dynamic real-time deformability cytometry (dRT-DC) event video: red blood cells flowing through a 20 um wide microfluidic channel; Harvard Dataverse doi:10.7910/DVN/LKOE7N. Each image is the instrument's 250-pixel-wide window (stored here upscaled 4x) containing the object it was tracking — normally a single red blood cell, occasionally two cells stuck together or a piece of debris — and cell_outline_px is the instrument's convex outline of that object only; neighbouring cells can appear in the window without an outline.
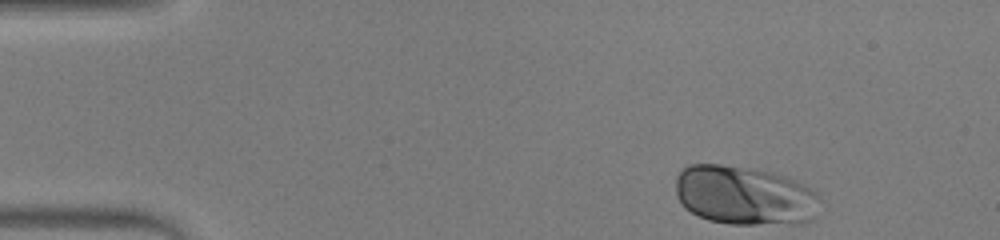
{"species": "human", "species_latin": "Homo sapiens", "temperature_condition": "warm", "stored_images_in_passage": 43, "camera_frame_rate_fps": 3000, "um_per_image_px": 0.085, "donor": {"sex": "male"}, "frame": {"image": 1, "passage_image": 1, "time_ms": 0.0, "image_size_px": [1000, 240], "cell_outline_px": [[820, 200], [816, 216], [812, 220], [804, 224], [728, 224], [708, 220], [684, 208], [676, 196], [676, 176], [688, 164], [720, 164], [772, 172], [796, 180], [816, 192], [820, 196]], "centroid_in_image_um": [63.31, 16.63], "position_along_channel_um": 21.7, "area_um2": 50.23}}
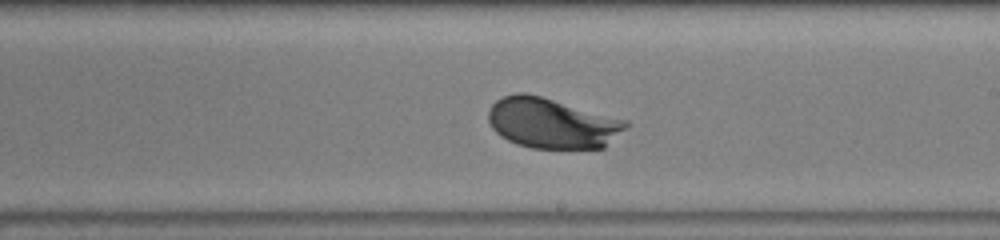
{"frame": {"image": 2, "passage_image": 23, "time_ms": 7.333, "image_size_px": [1000, 240], "cell_outline_px": [[628, 128], [604, 148], [532, 148], [516, 144], [500, 136], [492, 128], [488, 120], [488, 112], [492, 104], [496, 100], [504, 96], [516, 92], [524, 92], [540, 96], [628, 120]], "centroid_in_image_um": [46.93, 10.47], "position_along_channel_um": 242.1, "area_um2": 40.46}}
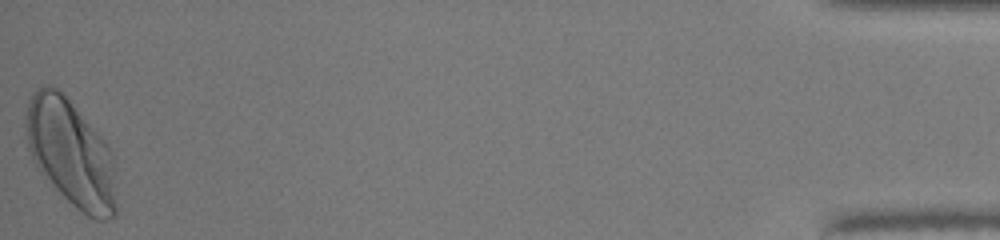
{"frame": {"image": 3, "passage_image": 43, "time_ms": 14.0, "image_size_px": [1000, 240], "cell_outline_px": [[116, 216], [104, 220], [96, 220], [88, 216], [76, 208], [60, 192], [36, 164], [28, 148], [24, 124], [24, 120], [28, 100], [32, 92], [36, 88], [44, 84], [52, 84], [68, 100], [104, 140], [112, 156], [116, 204]], "centroid_in_image_um": [5.99, 12.99], "position_along_channel_um": 429.2, "area_um2": 55.55}, "authors_computed_cell_mechanics": {"area_um2": 41.0958, "velocity_mm_per_s": 4.232, "shape_relaxation_time_tau1_ms": 1.575, "shape_relaxation_time_tau2_ms": null, "deformation_change_tau1": 0.1275, "deformation_change_tau2": null}}